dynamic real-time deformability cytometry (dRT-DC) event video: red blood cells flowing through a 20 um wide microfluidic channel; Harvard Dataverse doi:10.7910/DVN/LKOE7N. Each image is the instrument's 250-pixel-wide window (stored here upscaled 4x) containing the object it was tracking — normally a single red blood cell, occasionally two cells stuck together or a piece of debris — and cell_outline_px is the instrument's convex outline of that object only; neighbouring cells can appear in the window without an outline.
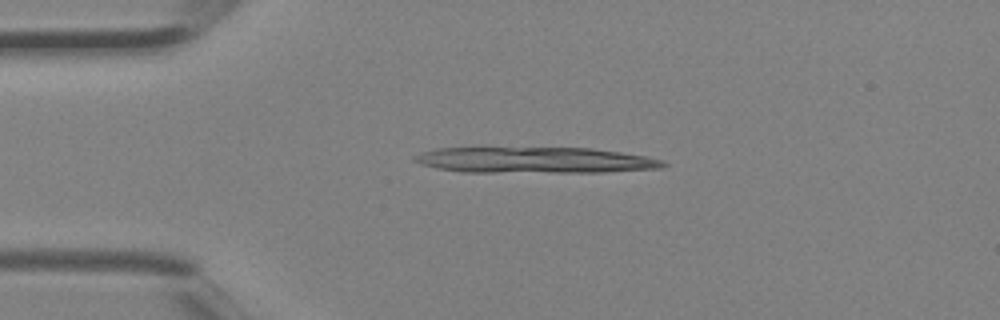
{"species": "Egyptian fruit bat (a non-hibernating species)", "species_latin": "Rousettus aegyptiacus", "temperature_condition": "room temperature", "stored_images_in_passage": 2, "segment_of_instrument_passage": [1, 2], "camera_frame_rate_fps": 3000, "um_per_image_px": 0.085, "animal": {"sex": "female"}, "frame": {"image": 1, "passage_image": 1, "time_ms": 0.0, "image_size_px": [1000, 320], "cell_outline_px": [[668, 164], [664, 168], [604, 172], [460, 172], [436, 168], [420, 164], [412, 160], [412, 156], [420, 152], [436, 148], [592, 148], [620, 152], [644, 156], [664, 160]], "centroid_in_image_um": [45.45, 13.61], "position_along_channel_um": 39.6, "area_um2": 37.86}}